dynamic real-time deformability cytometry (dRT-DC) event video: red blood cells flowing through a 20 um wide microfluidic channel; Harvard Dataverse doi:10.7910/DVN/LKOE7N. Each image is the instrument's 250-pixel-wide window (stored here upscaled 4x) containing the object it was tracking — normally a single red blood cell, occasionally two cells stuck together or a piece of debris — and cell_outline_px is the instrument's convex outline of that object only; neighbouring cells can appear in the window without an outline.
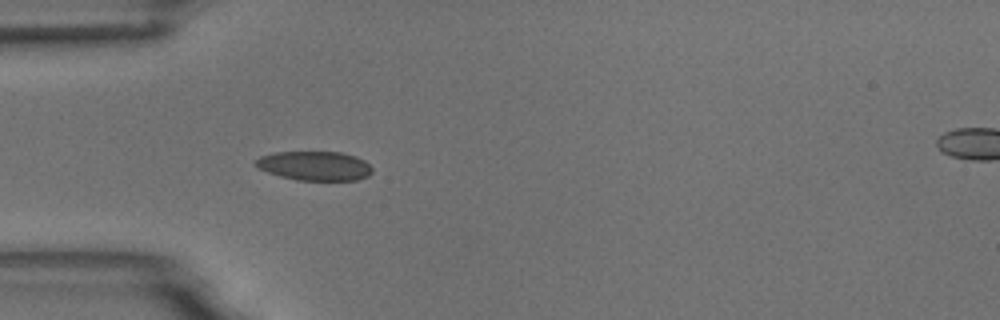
{"species": "common noctule bat (a hibernating species)", "species_latin": "Nyctalus noctula", "temperature_condition": "room temperature", "stored_images_in_passage": 6, "segment_of_instrument_passage": [1, 2], "camera_frame_rate_fps": 3000, "um_per_image_px": 0.085, "animal": {"sex": "male", "body_mass_g": 18.8}, "frame": {"image": 1, "passage_image": 5, "time_ms": 5.333, "image_size_px": [1000, 320], "cell_outline_px": [[372, 172], [368, 176], [356, 180], [296, 180], [280, 176], [268, 172], [252, 164], [260, 156], [276, 152], [340, 152], [356, 156], [364, 160], [372, 168]], "centroid_in_image_um": [26.75, 14.09], "position_along_channel_um": 58.3, "area_um2": 19.83}}